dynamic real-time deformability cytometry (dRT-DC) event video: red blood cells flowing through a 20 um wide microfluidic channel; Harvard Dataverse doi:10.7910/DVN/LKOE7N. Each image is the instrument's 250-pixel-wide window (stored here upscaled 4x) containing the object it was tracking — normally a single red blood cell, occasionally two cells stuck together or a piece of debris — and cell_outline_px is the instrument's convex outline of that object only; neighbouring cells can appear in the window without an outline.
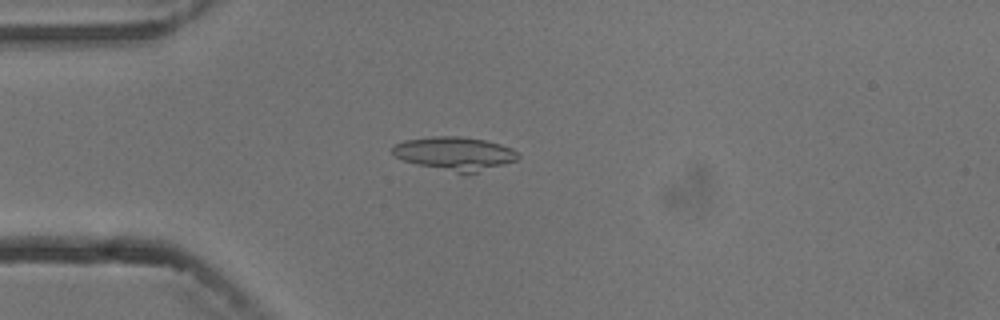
{"species": "common noctule bat (a hibernating species)", "species_latin": "Nyctalus noctula", "temperature_condition": "cold", "stored_images_in_passage": 4, "camera_frame_rate_fps": 3000, "um_per_image_px": 0.085, "animal": {"sex": "male", "body_mass_g": 13.3}, "frame": {"image": 1, "passage_image": 4, "time_ms": 3.333, "image_size_px": [1000, 320], "cell_outline_px": [[520, 156], [516, 160], [476, 172], [456, 172], [416, 164], [404, 160], [396, 156], [392, 152], [392, 148], [396, 144], [404, 140], [436, 136], [460, 136], [484, 140], [500, 144], [512, 148]], "centroid_in_image_um": [38.64, 13.03], "position_along_channel_um": 46.4, "area_um2": 23.87}}